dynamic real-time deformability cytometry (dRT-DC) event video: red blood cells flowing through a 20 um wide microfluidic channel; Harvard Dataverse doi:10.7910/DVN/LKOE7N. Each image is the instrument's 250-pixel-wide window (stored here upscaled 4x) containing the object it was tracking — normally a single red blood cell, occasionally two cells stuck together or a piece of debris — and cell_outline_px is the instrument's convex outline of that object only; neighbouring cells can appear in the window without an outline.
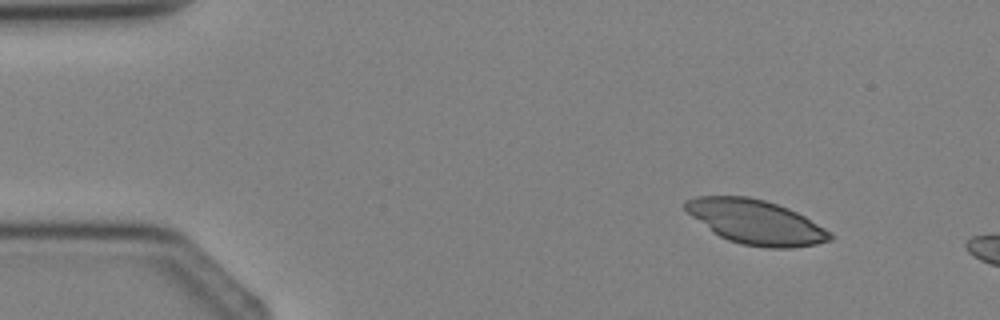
{"species": "Egyptian fruit bat (a non-hibernating species)", "species_latin": "Rousettus aegyptiacus", "temperature_condition": "cold", "stored_images_in_passage": 4, "camera_frame_rate_fps": 3000, "um_per_image_px": 0.085, "animal": {"sex": "female"}, "frame": {"image": 1, "passage_image": 2, "time_ms": 1.0, "image_size_px": [1000, 320], "cell_outline_px": [[836, 236], [832, 240], [816, 244], [792, 248], [764, 248], [740, 244], [728, 240], [712, 232], [692, 216], [684, 208], [684, 200], [696, 196], [748, 196], [764, 200], [788, 208], [804, 216], [832, 232]], "centroid_in_image_um": [64.26, 18.88], "position_along_channel_um": 20.7, "area_um2": 37.57}}